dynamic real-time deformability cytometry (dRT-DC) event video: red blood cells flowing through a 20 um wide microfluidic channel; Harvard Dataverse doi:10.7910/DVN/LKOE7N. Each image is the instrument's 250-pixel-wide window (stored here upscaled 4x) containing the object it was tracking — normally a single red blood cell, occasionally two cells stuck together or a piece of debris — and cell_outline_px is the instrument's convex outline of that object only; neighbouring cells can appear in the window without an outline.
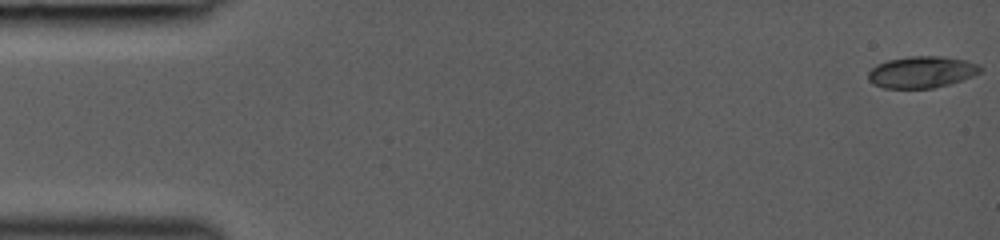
{"species": "common noctule bat (a hibernating species)", "species_latin": "Nyctalus noctula", "temperature_condition": "room temperature", "stored_images_in_passage": 44, "camera_frame_rate_fps": 3000, "um_per_image_px": 0.085, "animal": {"sex": "female", "body_mass_g": 19.0, "forearm_length_mm": 53.3}, "frame": {"image": 1, "passage_image": 1, "time_ms": 0.0, "image_size_px": [1000, 240], "cell_outline_px": [[984, 68], [980, 72], [972, 76], [948, 84], [932, 88], [884, 88], [872, 84], [868, 80], [868, 72], [876, 64], [888, 60], [908, 56], [940, 56], [964, 60], [980, 64]], "centroid_in_image_um": [78.32, 6.12], "position_along_channel_um": 6.7, "area_um2": 20.69}}
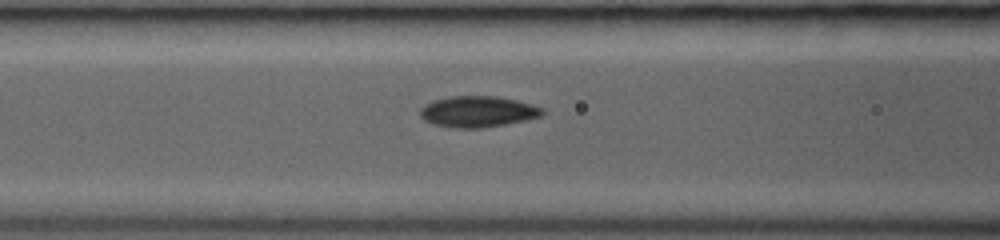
{"frame": {"image": 2, "passage_image": 19, "time_ms": 6.0, "image_size_px": [1000, 240], "cell_outline_px": [[544, 112], [540, 116], [524, 120], [484, 128], [452, 128], [432, 124], [424, 120], [420, 116], [420, 108], [424, 104], [432, 100], [452, 96], [496, 96], [516, 100], [532, 104], [544, 108]], "centroid_in_image_um": [40.57, 9.49], "position_along_channel_um": 126.0, "area_um2": 22.25}}
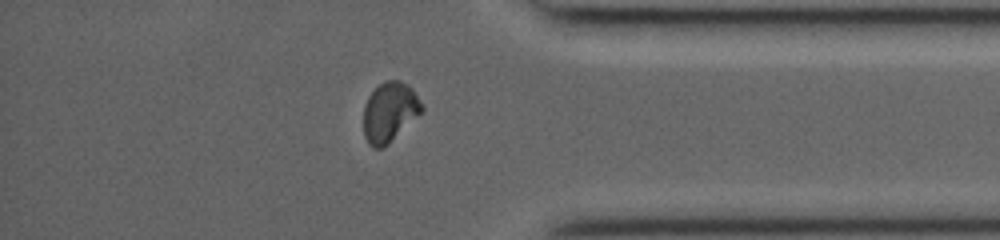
{"frame": {"image": 3, "passage_image": 38, "time_ms": 12.333, "image_size_px": [1000, 240], "cell_outline_px": [[424, 108], [388, 144], [380, 148], [372, 148], [368, 144], [364, 136], [364, 104], [368, 96], [380, 84], [388, 80], [400, 80], [408, 84], [412, 88]], "centroid_in_image_um": [33.08, 9.51], "position_along_channel_um": 402.1, "area_um2": 19.94}}